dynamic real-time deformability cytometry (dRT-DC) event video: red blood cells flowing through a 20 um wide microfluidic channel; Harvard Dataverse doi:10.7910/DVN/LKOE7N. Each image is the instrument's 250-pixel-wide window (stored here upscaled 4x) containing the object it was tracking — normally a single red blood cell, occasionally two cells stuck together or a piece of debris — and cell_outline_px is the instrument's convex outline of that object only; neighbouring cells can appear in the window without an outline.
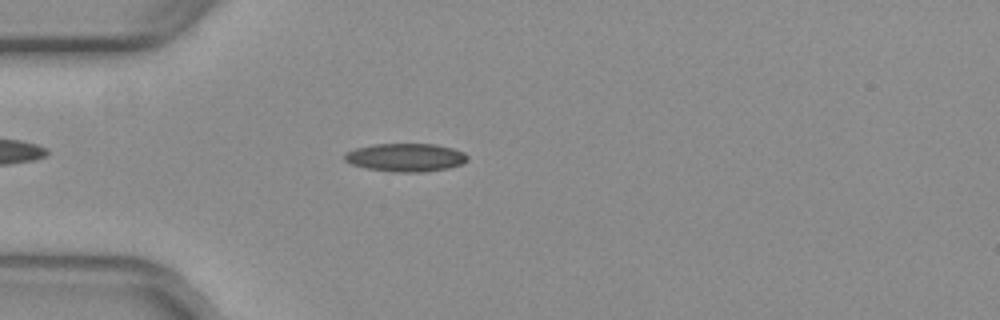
{"species": "common noctule bat (a hibernating species)", "species_latin": "Nyctalus noctula", "temperature_condition": "warm", "stored_images_in_passage": 33, "camera_frame_rate_fps": 3000, "um_per_image_px": 0.085, "animal": {"sex": "female", "body_mass_g": 29.2, "forearm_length_mm": 56.3}, "frame": {"image": 1, "passage_image": 3, "time_ms": 0.667, "image_size_px": [1000, 320], "cell_outline_px": [[468, 160], [460, 164], [448, 168], [424, 172], [392, 172], [364, 168], [352, 164], [344, 160], [344, 156], [348, 152], [356, 148], [376, 144], [436, 144], [452, 148], [464, 152], [468, 156]], "centroid_in_image_um": [34.49, 13.39], "position_along_channel_um": 50.5, "area_um2": 20.17}}
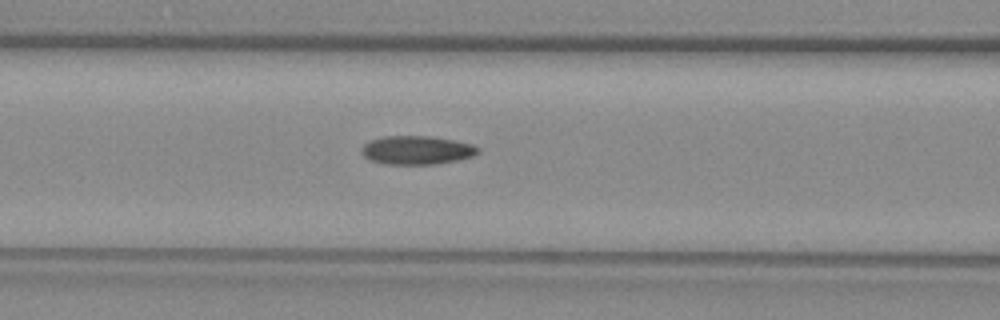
{"frame": {"image": 2, "passage_image": 10, "time_ms": 3.0, "image_size_px": [1000, 320], "cell_outline_px": [[480, 152], [472, 156], [460, 160], [436, 164], [384, 164], [372, 160], [364, 156], [360, 152], [360, 148], [368, 140], [384, 136], [432, 136], [472, 144], [480, 148]], "centroid_in_image_um": [35.42, 12.76], "position_along_channel_um": 131.2, "area_um2": 19.59}}
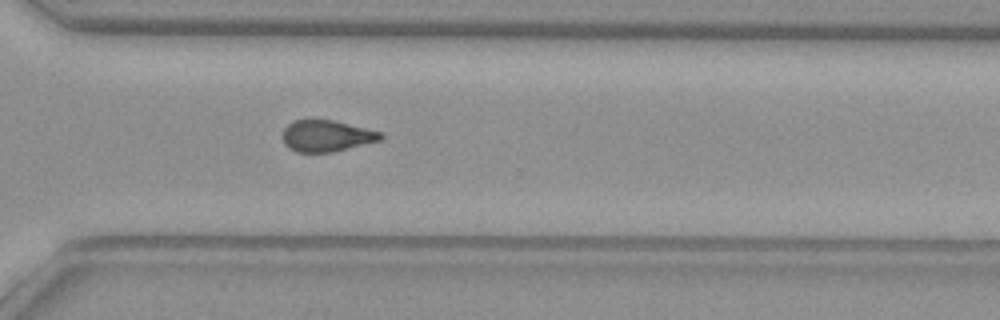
{"frame": {"image": 3, "passage_image": 26, "time_ms": 8.333, "image_size_px": [1000, 320], "cell_outline_px": [[384, 136], [380, 140], [332, 152], [296, 152], [288, 148], [284, 144], [284, 128], [292, 120], [336, 120], [384, 132]], "centroid_in_image_um": [27.79, 11.54], "position_along_channel_um": 342.8, "area_um2": 18.03}, "authors_computed_cell_mechanics": {"area_um2": 19.074, "velocity_mm_per_s": 3.9757, "shape_relaxation_time_tau1_ms": null, "shape_relaxation_time_tau2_ms": 4.5872, "deformation_change_tau1": null, "deformation_change_tau2": 0.133}}